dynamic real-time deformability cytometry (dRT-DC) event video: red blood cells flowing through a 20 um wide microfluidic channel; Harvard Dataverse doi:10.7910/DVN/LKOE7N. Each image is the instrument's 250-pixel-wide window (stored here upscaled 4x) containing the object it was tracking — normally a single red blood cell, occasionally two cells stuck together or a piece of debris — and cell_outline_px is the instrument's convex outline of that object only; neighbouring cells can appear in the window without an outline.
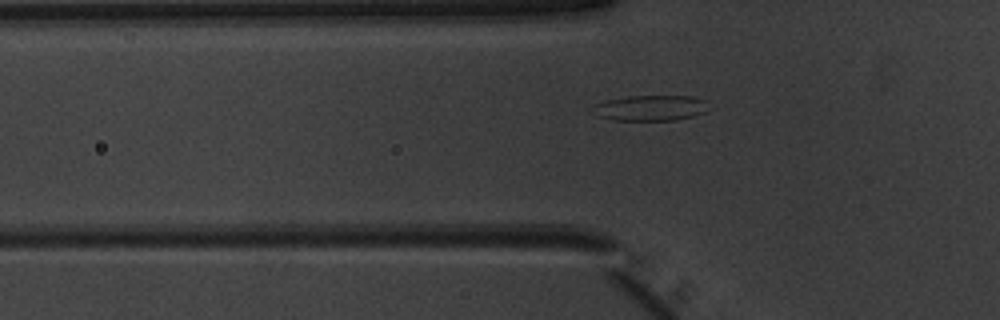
{"species": "common noctule bat (a hibernating species)", "species_latin": "Nyctalus noctula", "temperature_condition": "warm", "stored_images_in_passage": 41, "camera_frame_rate_fps": 3000, "um_per_image_px": 0.085, "animal": {"sex": "male", "body_mass_g": 20.1, "forearm_length_mm": 53.5}, "frame": {"image": 1, "passage_image": 7, "time_ms": 2.0, "image_size_px": [1000, 320], "cell_outline_px": [[708, 100], [704, 112], [692, 116], [676, 120], [612, 120], [596, 116], [596, 104], [608, 100], [628, 96], [692, 96]], "centroid_in_image_um": [55.33, 9.17], "position_along_channel_um": 70.5, "area_um2": 16.99}}
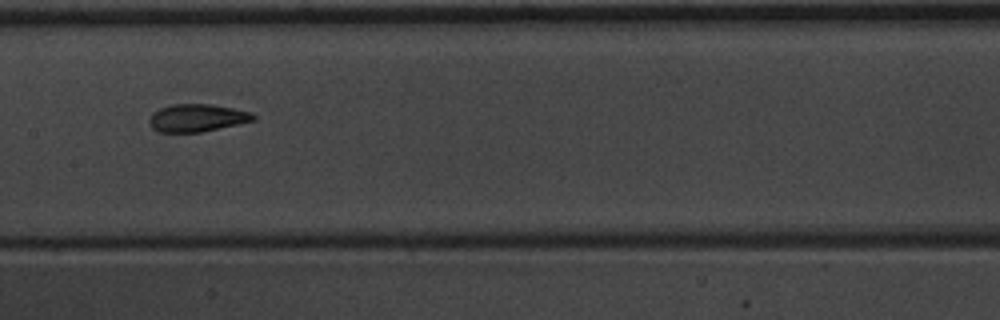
{"frame": {"image": 2, "passage_image": 16, "time_ms": 5.0, "image_size_px": [1000, 320], "cell_outline_px": [[256, 120], [200, 132], [160, 132], [152, 128], [148, 120], [152, 112], [160, 108], [172, 104], [212, 104], [252, 112], [256, 116]], "centroid_in_image_um": [16.74, 10.01], "position_along_channel_um": 190.7, "area_um2": 16.76}}
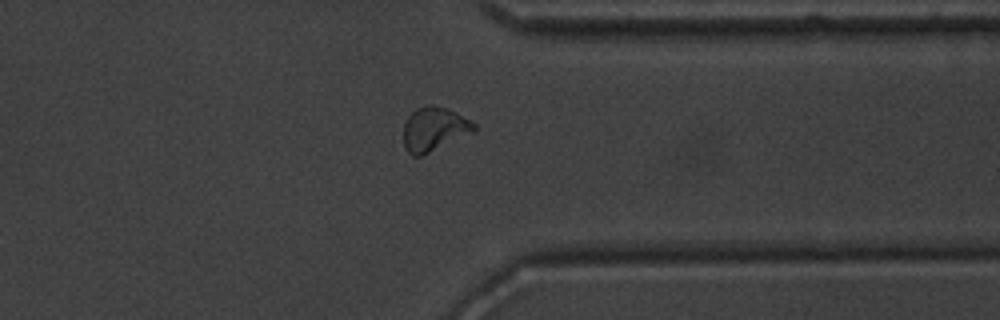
{"frame": {"image": 3, "passage_image": 30, "time_ms": 9.667, "image_size_px": [1000, 320], "cell_outline_px": [[476, 128], [472, 132], [420, 156], [412, 156], [404, 148], [404, 124], [408, 116], [416, 108], [428, 104], [432, 104], [448, 108], [456, 112], [476, 124]], "centroid_in_image_um": [36.87, 10.94], "position_along_channel_um": 374.5, "area_um2": 17.86}, "authors_computed_cell_mechanics": {"area_um2": 17.2244, "velocity_mm_per_s": 3.99, "shape_relaxation_time_tau1_ms": 5.3533, "shape_relaxation_time_tau2_ms": 1.3531, "deformation_change_tau1": 0.1539, "deformation_change_tau2": 0.0671}}